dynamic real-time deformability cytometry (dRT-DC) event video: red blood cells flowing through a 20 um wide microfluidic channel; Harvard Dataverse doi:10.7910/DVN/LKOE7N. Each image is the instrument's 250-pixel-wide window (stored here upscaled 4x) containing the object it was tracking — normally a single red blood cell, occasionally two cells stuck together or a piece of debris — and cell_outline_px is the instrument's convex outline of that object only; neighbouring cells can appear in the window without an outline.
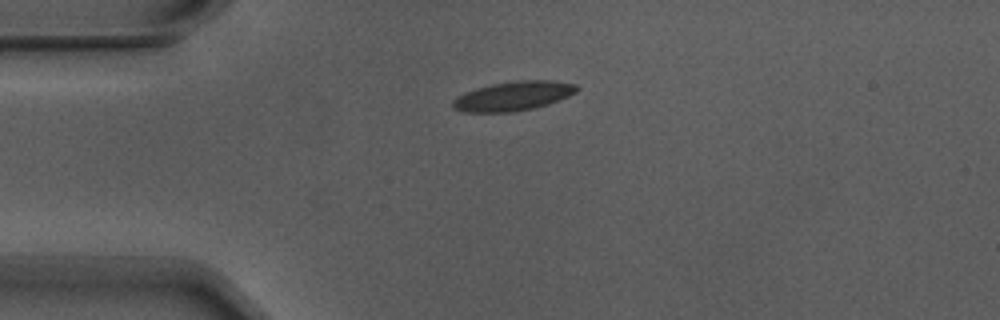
{"species": "Egyptian fruit bat (a non-hibernating species)", "species_latin": "Rousettus aegyptiacus", "temperature_condition": "warm", "stored_images_in_passage": 2, "camera_frame_rate_fps": 3000, "um_per_image_px": 0.085, "animal": {"sex": "male"}, "frame": {"image": 1, "passage_image": 1, "time_ms": 0.0, "image_size_px": [1000, 320], "cell_outline_px": [[580, 88], [576, 92], [568, 96], [548, 104], [532, 108], [508, 112], [464, 112], [452, 108], [452, 100], [456, 96], [464, 92], [476, 88], [492, 84], [516, 80], [552, 80], [576, 84]], "centroid_in_image_um": [43.6, 8.15], "position_along_channel_um": 41.4, "area_um2": 21.21}}